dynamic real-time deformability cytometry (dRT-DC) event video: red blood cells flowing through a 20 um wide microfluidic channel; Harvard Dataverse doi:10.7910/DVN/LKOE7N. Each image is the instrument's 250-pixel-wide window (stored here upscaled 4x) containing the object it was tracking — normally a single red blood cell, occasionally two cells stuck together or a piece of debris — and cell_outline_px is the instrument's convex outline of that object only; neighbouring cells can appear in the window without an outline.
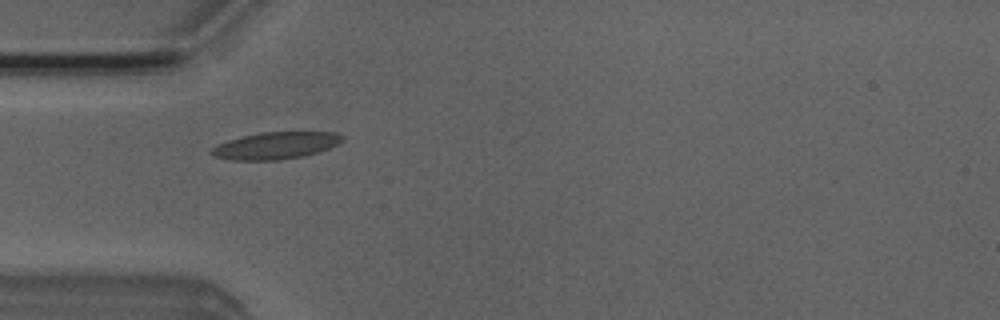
{"species": "Egyptian fruit bat (a non-hibernating species)", "species_latin": "Rousettus aegyptiacus", "temperature_condition": "room temperature", "stored_images_in_passage": 31, "camera_frame_rate_fps": 3000, "um_per_image_px": 0.085, "animal": {"sex": "male"}, "frame": {"image": 1, "passage_image": 1, "time_ms": 0.0, "image_size_px": [1000, 320], "cell_outline_px": [[344, 140], [328, 148], [304, 156], [280, 160], [232, 160], [212, 156], [208, 152], [216, 144], [228, 140], [260, 132], [336, 132], [344, 136]], "centroid_in_image_um": [23.4, 12.37], "position_along_channel_um": 61.6, "area_um2": 20.63}}
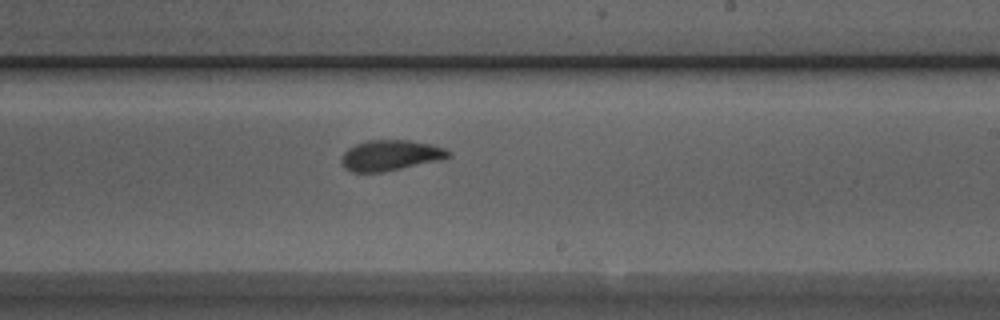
{"frame": {"image": 2, "passage_image": 16, "time_ms": 5.0, "image_size_px": [1000, 320], "cell_outline_px": [[452, 156], [440, 160], [384, 172], [352, 172], [344, 168], [340, 164], [340, 160], [344, 152], [348, 148], [356, 144], [368, 140], [408, 140], [432, 144], [444, 148], [452, 152]], "centroid_in_image_um": [33.18, 13.21], "position_along_channel_um": 255.8, "area_um2": 19.25}}
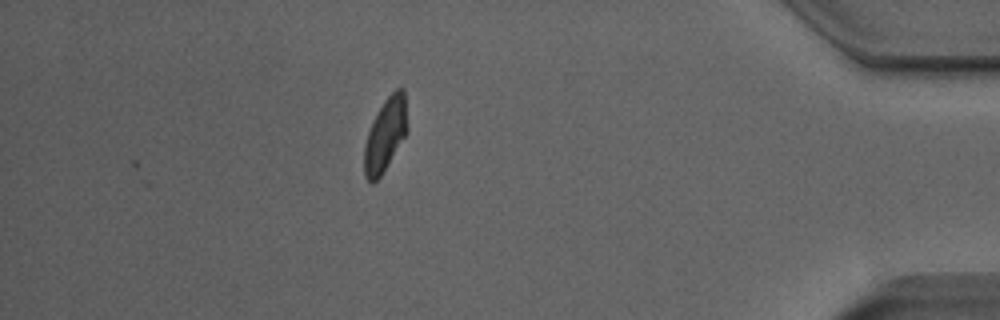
{"frame": {"image": 3, "passage_image": 31, "time_ms": 10.0, "image_size_px": [1000, 320], "cell_outline_px": [[408, 132], [380, 176], [372, 184], [364, 176], [364, 144], [372, 120], [376, 112], [384, 100], [396, 88], [404, 88], [408, 128]], "centroid_in_image_um": [32.75, 11.42], "position_along_channel_um": 402.4, "area_um2": 18.5}, "authors_computed_cell_mechanics": {"area_um2": 18.9584, "velocity_mm_per_s": 3.9105, "shape_relaxation_time_tau1_ms": 4.7219, "shape_relaxation_time_tau2_ms": 1.383, "deformation_change_tau1": 0.1808, "deformation_change_tau2": 0.0662}}